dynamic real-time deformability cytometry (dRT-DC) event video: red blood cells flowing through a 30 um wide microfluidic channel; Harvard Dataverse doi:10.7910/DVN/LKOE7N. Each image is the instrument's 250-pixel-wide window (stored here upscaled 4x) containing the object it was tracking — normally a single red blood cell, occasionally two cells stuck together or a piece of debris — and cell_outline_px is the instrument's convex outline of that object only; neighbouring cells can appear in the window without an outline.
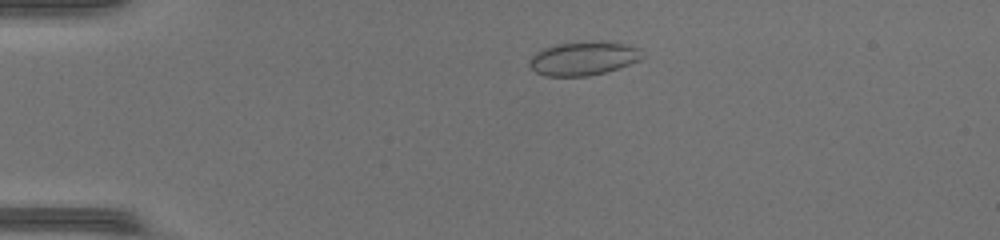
{"species": "common noctule bat (a hibernating species)", "species_latin": "Nyctalus noctula", "temperature_condition": "warm", "stored_images_in_passage": 46, "camera_frame_rate_fps": 3000, "um_per_image_px": 0.085, "animal": {"sex": "female", "body_mass_g": 17.0, "forearm_length_mm": 48.0}, "frame": {"image": 1, "passage_image": 9, "time_ms": 2.667, "image_size_px": [1000, 240], "cell_outline_px": [[644, 56], [640, 60], [604, 72], [588, 76], [544, 76], [536, 72], [528, 64], [528, 60], [536, 52], [552, 44], [592, 40], [608, 40], [640, 48]], "centroid_in_image_um": [49.58, 4.93], "position_along_channel_um": 35.4, "area_um2": 22.54}}
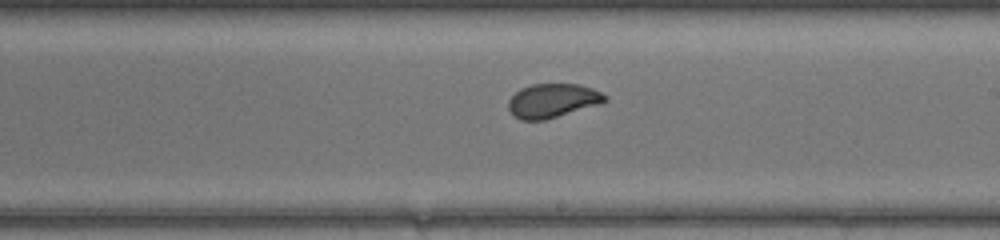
{"frame": {"image": 2, "passage_image": 27, "time_ms": 8.667, "image_size_px": [1000, 240], "cell_outline_px": [[608, 100], [600, 104], [544, 120], [520, 120], [508, 108], [508, 100], [520, 88], [532, 84], [580, 84], [592, 88], [608, 96]], "centroid_in_image_um": [46.99, 8.54], "position_along_channel_um": 242.0, "area_um2": 19.07}}
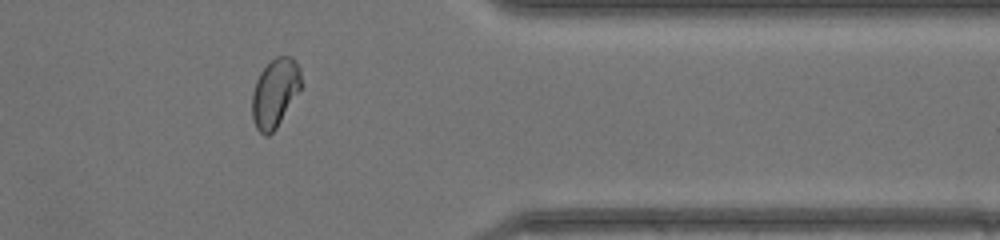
{"frame": {"image": 3, "passage_image": 38, "time_ms": 12.333, "image_size_px": [1000, 240], "cell_outline_px": [[300, 88], [276, 128], [268, 136], [264, 136], [256, 128], [252, 116], [252, 92], [256, 80], [260, 72], [276, 56], [292, 56], [296, 60], [300, 68]], "centroid_in_image_um": [23.35, 7.88], "position_along_channel_um": 388.1, "area_um2": 19.36}}